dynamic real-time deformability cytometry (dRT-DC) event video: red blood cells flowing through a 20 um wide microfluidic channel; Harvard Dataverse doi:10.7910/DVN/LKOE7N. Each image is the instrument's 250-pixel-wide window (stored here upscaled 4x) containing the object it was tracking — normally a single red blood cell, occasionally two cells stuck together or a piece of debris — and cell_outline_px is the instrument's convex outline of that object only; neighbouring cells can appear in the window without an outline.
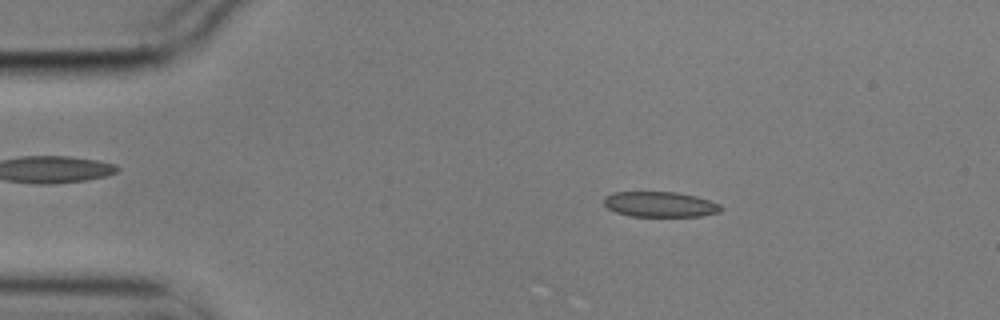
{"species": "common noctule bat (a hibernating species)", "species_latin": "Nyctalus noctula", "temperature_condition": "cold", "stored_images_in_passage": 52, "camera_frame_rate_fps": 3000, "um_per_image_px": 0.085, "animal": {"sex": "male", "body_mass_g": 17.9}, "frame": {"image": 1, "passage_image": 6, "time_ms": 1.667, "image_size_px": [1000, 320], "cell_outline_px": [[724, 208], [720, 212], [700, 216], [632, 216], [616, 212], [608, 208], [604, 204], [604, 196], [612, 192], [676, 192], [696, 196], [720, 204]], "centroid_in_image_um": [56.11, 17.36], "position_along_channel_um": 28.9, "area_um2": 17.28}}
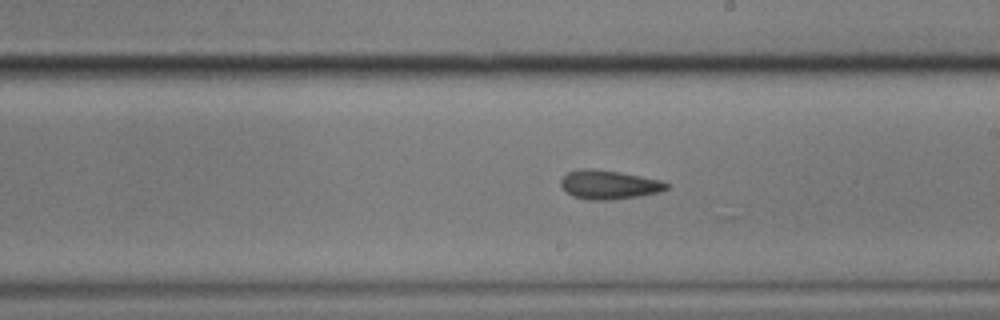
{"frame": {"image": 2, "passage_image": 28, "time_ms": 9.0, "image_size_px": [1000, 320], "cell_outline_px": [[668, 188], [660, 192], [612, 200], [588, 200], [572, 196], [560, 184], [560, 180], [568, 172], [580, 168], [592, 168], [620, 172], [660, 180], [668, 184]], "centroid_in_image_um": [51.73, 15.69], "position_along_channel_um": 237.3, "area_um2": 17.74}}
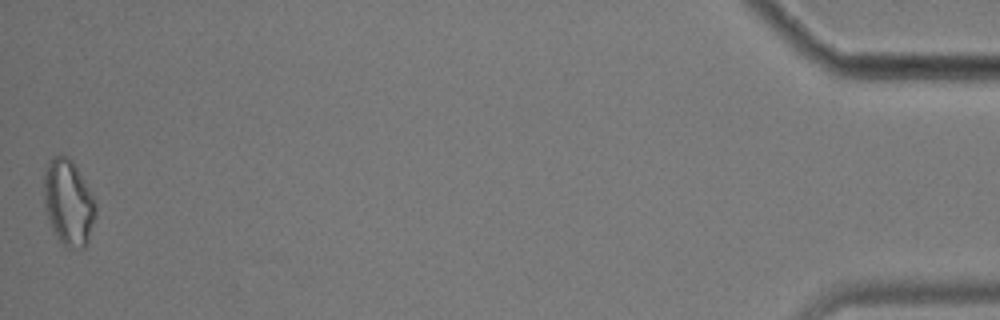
{"frame": {"image": 3, "passage_image": 52, "time_ms": 17.0, "image_size_px": [1000, 320], "cell_outline_px": [[96, 216], [88, 240], [84, 248], [68, 248], [56, 236], [52, 228], [44, 208], [44, 172], [48, 160], [52, 156], [60, 152], [68, 156], [72, 160], [96, 200]], "centroid_in_image_um": [5.81, 17.17], "position_along_channel_um": 429.4, "area_um2": 26.24}, "authors_computed_cell_mechanics": {"area_um2": 18.0914, "velocity_mm_per_s": 3.5507, "shape_relaxation_time_tau1_ms": 10.4923, "shape_relaxation_time_tau2_ms": 2.8772, "deformation_change_tau1": 0.1405, "deformation_change_tau2": 0.0807}}